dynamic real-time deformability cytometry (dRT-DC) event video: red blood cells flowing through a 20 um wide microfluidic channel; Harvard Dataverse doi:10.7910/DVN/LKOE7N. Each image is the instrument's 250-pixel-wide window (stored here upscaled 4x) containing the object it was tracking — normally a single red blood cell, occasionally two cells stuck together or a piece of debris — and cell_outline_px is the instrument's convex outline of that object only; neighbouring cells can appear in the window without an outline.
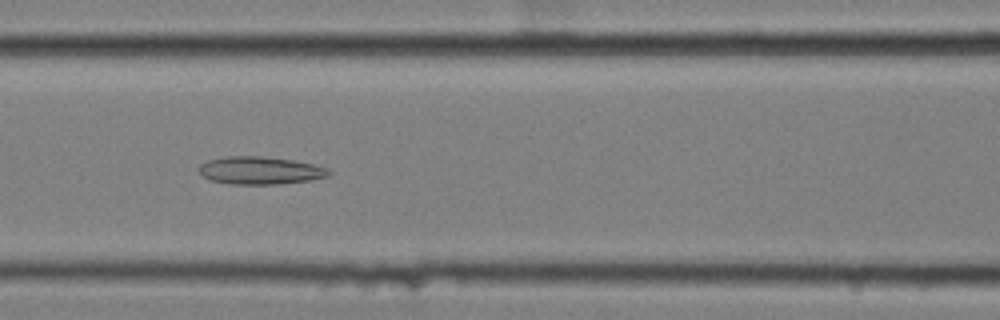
{"species": "common noctule bat (a hibernating species)", "species_latin": "Nyctalus noctula", "temperature_condition": "cold", "stored_images_in_passage": 46, "camera_frame_rate_fps": 3000, "um_per_image_px": 0.085, "animal": {"sex": "female", "body_mass_g": 25.1}, "frame": {"image": 1, "passage_image": 13, "time_ms": 4.0, "image_size_px": [1000, 320], "cell_outline_px": [[332, 172], [328, 176], [312, 180], [276, 184], [228, 184], [212, 180], [204, 176], [196, 168], [200, 164], [208, 160], [228, 156], [260, 156], [292, 160], [312, 164], [328, 168]], "centroid_in_image_um": [22.11, 14.49], "position_along_channel_um": 144.5, "area_um2": 20.92}}
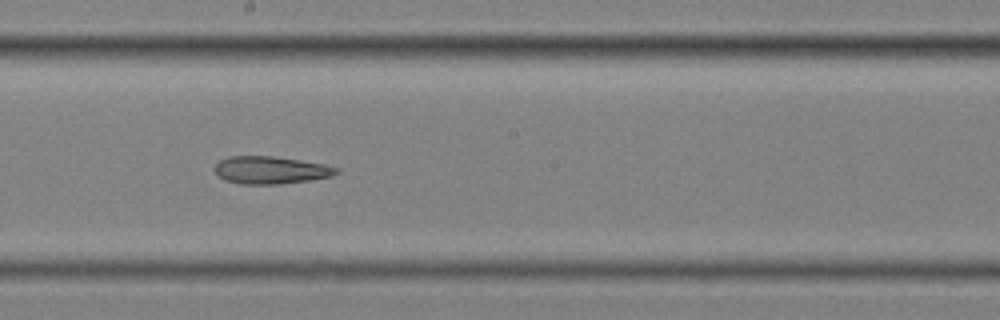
{"frame": {"image": 2, "passage_image": 20, "time_ms": 6.333, "image_size_px": [1000, 320], "cell_outline_px": [[340, 172], [332, 176], [312, 180], [280, 184], [240, 184], [224, 180], [212, 168], [220, 160], [228, 156], [272, 156], [300, 160], [324, 164], [340, 168]], "centroid_in_image_um": [23.02, 14.46], "position_along_channel_um": 225.2, "area_um2": 19.71}}
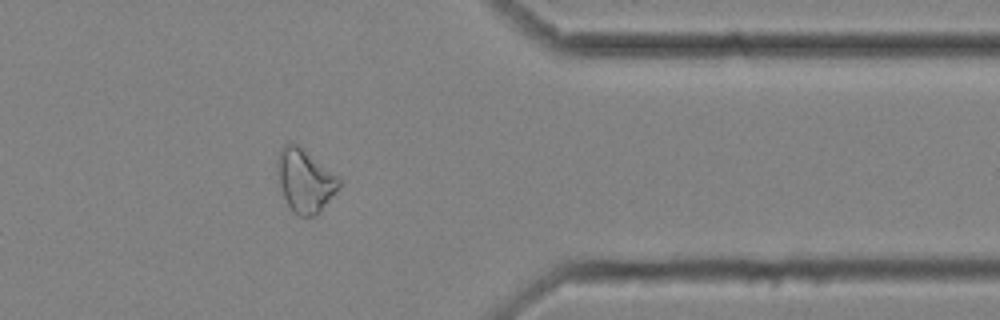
{"frame": {"image": 3, "passage_image": 35, "time_ms": 11.333, "image_size_px": [1000, 320], "cell_outline_px": [[340, 184], [336, 192], [320, 212], [316, 216], [300, 216], [288, 204], [284, 196], [280, 184], [276, 168], [276, 164], [280, 152], [284, 144], [288, 140], [296, 144], [340, 176]], "centroid_in_image_um": [25.94, 15.33], "position_along_channel_um": 385.5, "area_um2": 22.48}, "authors_computed_cell_mechanics": {"area_um2": 22.0218, "velocity_mm_per_s": 3.4677, "shape_relaxation_time_tau1_ms": null, "shape_relaxation_time_tau2_ms": 10.1379, "deformation_change_tau1": null, "deformation_change_tau2": 0.2094}}